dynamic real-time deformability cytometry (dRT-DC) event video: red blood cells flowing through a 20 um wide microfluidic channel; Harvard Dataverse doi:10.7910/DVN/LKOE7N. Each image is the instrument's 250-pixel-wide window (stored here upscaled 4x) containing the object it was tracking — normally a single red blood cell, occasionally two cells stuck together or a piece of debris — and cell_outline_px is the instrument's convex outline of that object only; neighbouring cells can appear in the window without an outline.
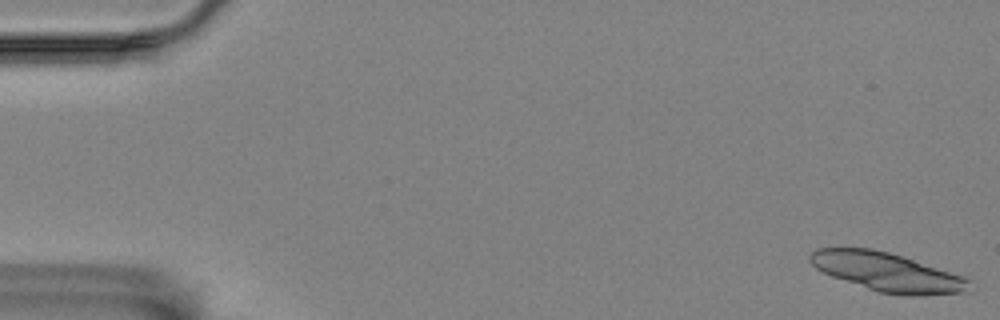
{"species": "Egyptian fruit bat (a non-hibernating species)", "species_latin": "Rousettus aegyptiacus", "temperature_condition": "room temperature", "stored_images_in_passage": 17, "camera_frame_rate_fps": 3000, "um_per_image_px": 0.085, "animal": {"sex": "female"}, "frame": {"image": 1, "passage_image": 1, "time_ms": 0.0, "image_size_px": [1000, 320], "cell_outline_px": [[972, 280], [964, 292], [920, 296], [904, 296], [876, 292], [832, 276], [816, 268], [808, 260], [808, 256], [816, 248], [872, 248], [888, 252], [964, 276]], "centroid_in_image_um": [75.39, 23.13], "position_along_channel_um": 9.6, "area_um2": 35.84}}